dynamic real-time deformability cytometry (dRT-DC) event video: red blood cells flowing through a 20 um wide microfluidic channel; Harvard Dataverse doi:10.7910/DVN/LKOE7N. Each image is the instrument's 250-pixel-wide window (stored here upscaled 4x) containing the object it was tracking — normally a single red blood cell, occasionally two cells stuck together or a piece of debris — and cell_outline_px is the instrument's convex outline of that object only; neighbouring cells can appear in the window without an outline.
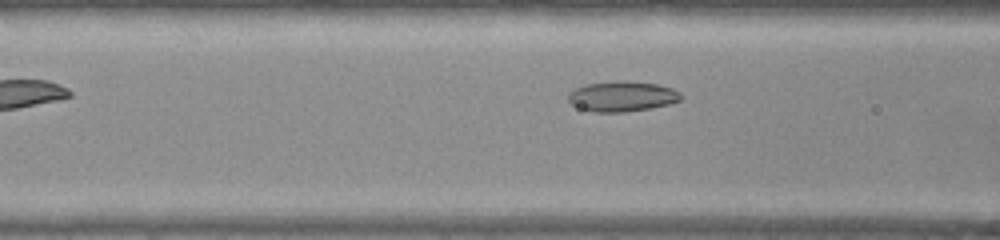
{"species": "common noctule bat (a hibernating species)", "species_latin": "Nyctalus noctula", "temperature_condition": "warm", "stored_images_in_passage": 40, "camera_frame_rate_fps": 3000, "um_per_image_px": 0.085, "animal": {"sex": "female", "body_mass_g": 22.0, "forearm_length_mm": 56.7}, "frame": {"image": 1, "passage_image": 7, "time_ms": 2.0, "image_size_px": [1000, 240], "cell_outline_px": [[680, 100], [668, 104], [648, 108], [624, 112], [592, 112], [580, 108], [572, 104], [568, 100], [568, 92], [584, 84], [624, 80], [656, 84], [672, 88], [680, 92]], "centroid_in_image_um": [52.83, 8.18], "position_along_channel_um": 113.8, "area_um2": 19.77}}
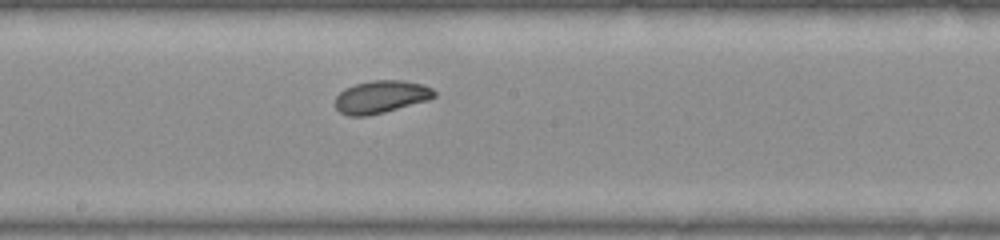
{"frame": {"image": 2, "passage_image": 15, "time_ms": 4.667, "image_size_px": [1000, 240], "cell_outline_px": [[436, 96], [428, 100], [384, 112], [368, 116], [348, 116], [340, 112], [336, 108], [336, 96], [344, 88], [356, 84], [372, 80], [404, 80], [424, 84], [432, 88], [436, 92]], "centroid_in_image_um": [32.4, 8.22], "position_along_channel_um": 215.8, "area_um2": 18.9}}
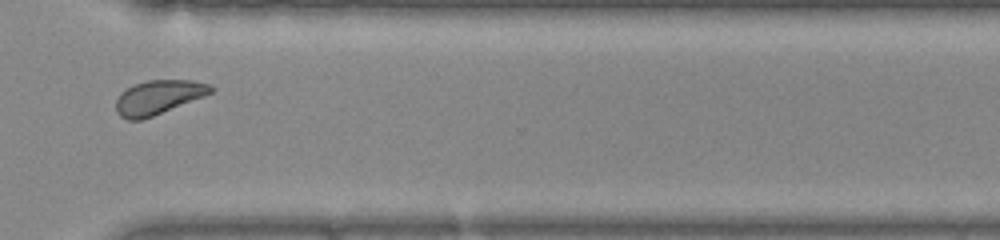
{"frame": {"image": 3, "passage_image": 26, "time_ms": 8.333, "image_size_px": [1000, 240], "cell_outline_px": [[216, 88], [212, 92], [204, 96], [152, 116], [140, 120], [128, 120], [120, 116], [116, 112], [116, 100], [120, 92], [132, 84], [148, 80], [192, 80], [212, 84]], "centroid_in_image_um": [13.45, 8.25], "position_along_channel_um": 357.1, "area_um2": 18.96}, "authors_computed_cell_mechanics": {"area_um2": 19.1896, "velocity_mm_per_s": 3.8403, "shape_relaxation_time_tau1_ms": 2.9757, "shape_relaxation_time_tau2_ms": 7.8835, "deformation_change_tau1": 0.0887, "deformation_change_tau2": 0.1222}}